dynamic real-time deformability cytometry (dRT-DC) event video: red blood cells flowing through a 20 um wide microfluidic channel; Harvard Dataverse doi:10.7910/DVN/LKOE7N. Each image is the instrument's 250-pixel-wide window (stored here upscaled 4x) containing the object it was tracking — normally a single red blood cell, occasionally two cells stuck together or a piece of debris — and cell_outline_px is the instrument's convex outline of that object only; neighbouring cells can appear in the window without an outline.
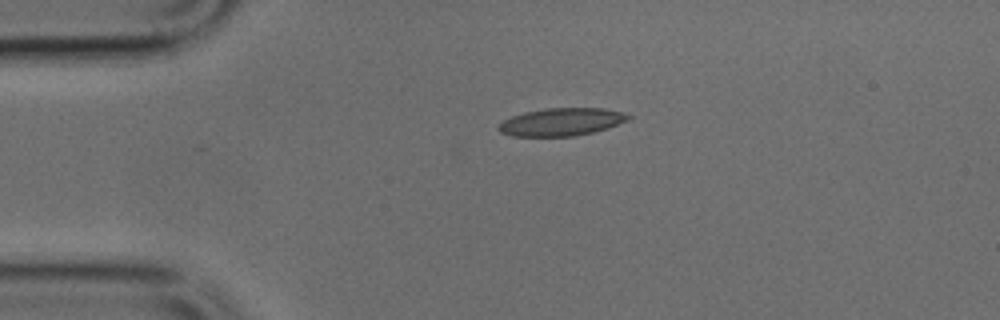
{"species": "common noctule bat (a hibernating species)", "species_latin": "Nyctalus noctula", "temperature_condition": "cold", "stored_images_in_passage": 39, "camera_frame_rate_fps": 3000, "um_per_image_px": 0.085, "animal": {"sex": "male", "body_mass_g": 17.9, "forearm_length_mm": 54.2}, "frame": {"image": 1, "passage_image": 1, "time_ms": 0.0, "image_size_px": [1000, 320], "cell_outline_px": [[632, 116], [628, 120], [608, 128], [592, 132], [572, 136], [512, 136], [500, 132], [496, 128], [504, 120], [512, 116], [524, 112], [544, 108], [604, 108], [624, 112]], "centroid_in_image_um": [47.73, 10.35], "position_along_channel_um": 37.3, "area_um2": 20.98}}
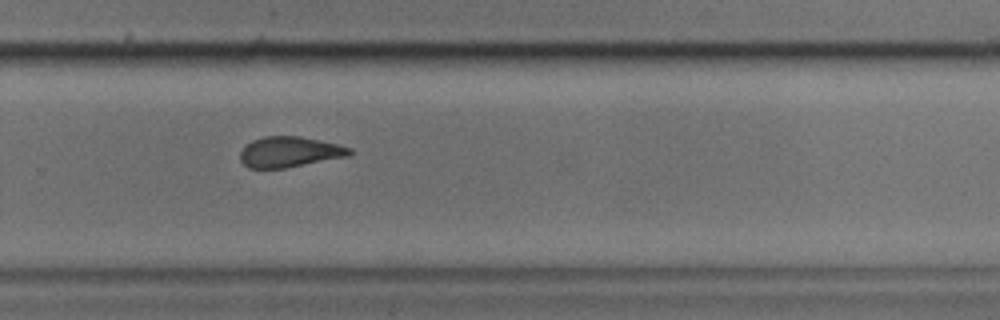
{"frame": {"image": 2, "passage_image": 23, "time_ms": 7.333, "image_size_px": [1000, 320], "cell_outline_px": [[352, 152], [348, 156], [284, 168], [248, 168], [240, 160], [240, 152], [252, 140], [264, 136], [300, 136], [336, 144], [352, 148]], "centroid_in_image_um": [24.59, 12.91], "position_along_channel_um": 305.2, "area_um2": 19.25}}
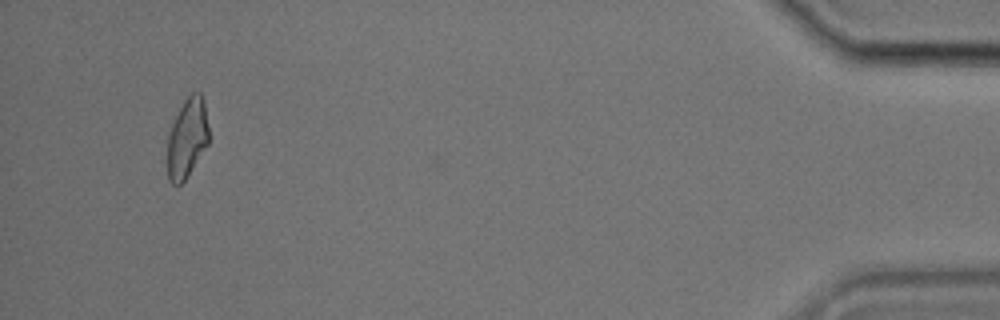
{"frame": {"image": 3, "passage_image": 37, "time_ms": 12.0, "image_size_px": [1000, 320], "cell_outline_px": [[208, 144], [184, 180], [180, 184], [172, 184], [168, 180], [168, 136], [172, 124], [184, 100], [192, 92], [200, 92], [204, 100], [208, 128]], "centroid_in_image_um": [15.91, 11.72], "position_along_channel_um": 419.3, "area_um2": 18.84}}